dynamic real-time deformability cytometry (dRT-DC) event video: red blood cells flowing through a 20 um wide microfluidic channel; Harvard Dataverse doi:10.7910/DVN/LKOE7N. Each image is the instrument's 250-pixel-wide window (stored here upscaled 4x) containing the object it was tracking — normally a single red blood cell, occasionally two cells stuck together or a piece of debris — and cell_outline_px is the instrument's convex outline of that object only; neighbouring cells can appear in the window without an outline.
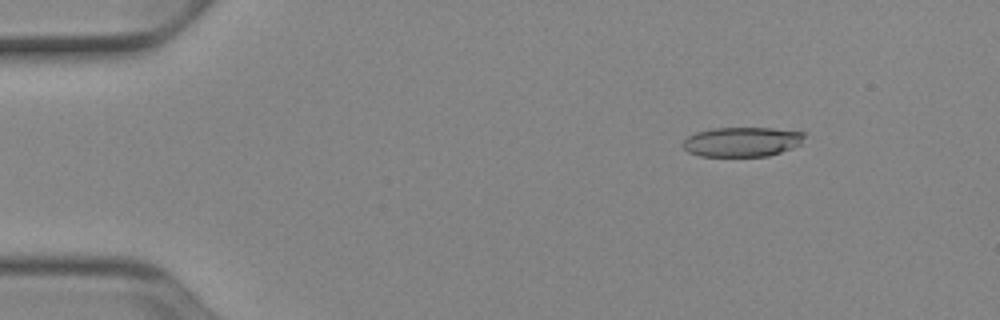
{"species": "Egyptian fruit bat (a non-hibernating species)", "species_latin": "Rousettus aegyptiacus", "temperature_condition": "cold", "stored_images_in_passage": 52, "camera_frame_rate_fps": 3000, "um_per_image_px": 0.085, "animal": {"sex": "female"}, "frame": {"image": 1, "passage_image": 7, "time_ms": 2.0, "image_size_px": [1000, 320], "cell_outline_px": [[808, 132], [800, 144], [792, 148], [768, 156], [700, 156], [688, 152], [684, 148], [684, 140], [688, 136], [696, 132], [712, 128], [772, 128]], "centroid_in_image_um": [63.1, 12.05], "position_along_channel_um": 21.9, "area_um2": 21.04}}
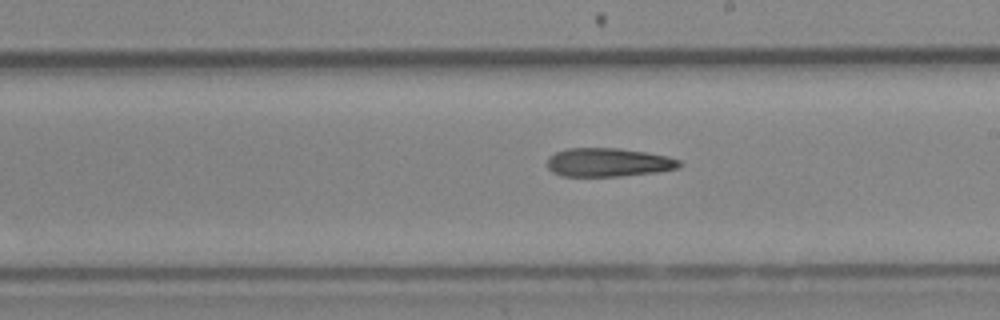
{"frame": {"image": 2, "passage_image": 30, "time_ms": 9.667, "image_size_px": [1000, 320], "cell_outline_px": [[684, 164], [680, 168], [660, 172], [620, 176], [560, 176], [552, 172], [548, 168], [548, 156], [556, 152], [568, 148], [616, 148], [644, 152], [668, 156], [680, 160]], "centroid_in_image_um": [51.74, 13.81], "position_along_channel_um": 237.3, "area_um2": 22.25}}
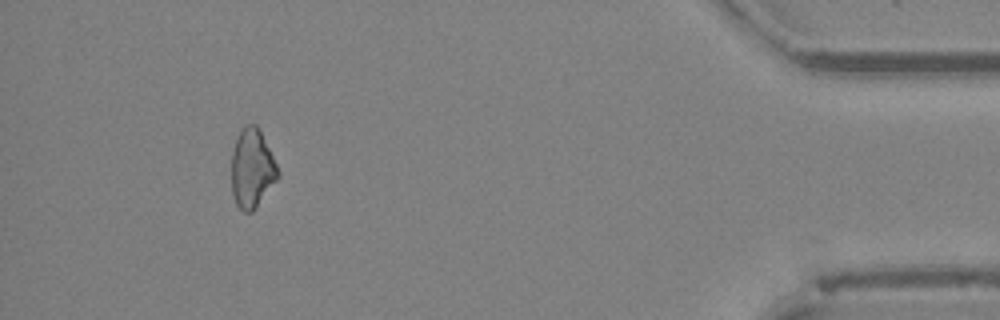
{"frame": {"image": 3, "passage_image": 48, "time_ms": 15.667, "image_size_px": [1000, 320], "cell_outline_px": [[280, 176], [252, 212], [244, 212], [236, 204], [232, 192], [232, 152], [236, 140], [244, 124], [256, 124], [280, 172]], "centroid_in_image_um": [21.42, 14.34], "position_along_channel_um": 413.8, "area_um2": 20.98}, "authors_computed_cell_mechanics": {"area_um2": 22.3686, "velocity_mm_per_s": 3.9335, "shape_relaxation_time_tau1_ms": null, "shape_relaxation_time_tau2_ms": 10.3482, "deformation_change_tau1": null, "deformation_change_tau2": 0.2608}}